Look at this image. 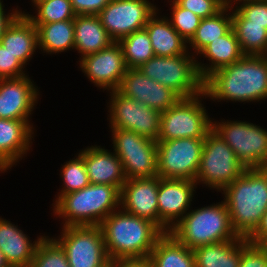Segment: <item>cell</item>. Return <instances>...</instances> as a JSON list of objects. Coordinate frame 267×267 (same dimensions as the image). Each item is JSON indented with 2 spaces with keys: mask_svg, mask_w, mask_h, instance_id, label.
<instances>
[{
  "mask_svg": "<svg viewBox=\"0 0 267 267\" xmlns=\"http://www.w3.org/2000/svg\"><path fill=\"white\" fill-rule=\"evenodd\" d=\"M203 92L213 101H260L267 98V58L244 55L203 80Z\"/></svg>",
  "mask_w": 267,
  "mask_h": 267,
  "instance_id": "obj_1",
  "label": "cell"
},
{
  "mask_svg": "<svg viewBox=\"0 0 267 267\" xmlns=\"http://www.w3.org/2000/svg\"><path fill=\"white\" fill-rule=\"evenodd\" d=\"M110 260H147L164 232L148 219L123 211H113L101 223Z\"/></svg>",
  "mask_w": 267,
  "mask_h": 267,
  "instance_id": "obj_2",
  "label": "cell"
},
{
  "mask_svg": "<svg viewBox=\"0 0 267 267\" xmlns=\"http://www.w3.org/2000/svg\"><path fill=\"white\" fill-rule=\"evenodd\" d=\"M222 191L233 229L248 239L267 211V176L259 168H246Z\"/></svg>",
  "mask_w": 267,
  "mask_h": 267,
  "instance_id": "obj_3",
  "label": "cell"
},
{
  "mask_svg": "<svg viewBox=\"0 0 267 267\" xmlns=\"http://www.w3.org/2000/svg\"><path fill=\"white\" fill-rule=\"evenodd\" d=\"M120 194L121 190L113 185L90 183L81 190L63 194L55 201L53 211L64 219L63 227L99 226L120 208Z\"/></svg>",
  "mask_w": 267,
  "mask_h": 267,
  "instance_id": "obj_4",
  "label": "cell"
},
{
  "mask_svg": "<svg viewBox=\"0 0 267 267\" xmlns=\"http://www.w3.org/2000/svg\"><path fill=\"white\" fill-rule=\"evenodd\" d=\"M170 233L192 250L199 246L239 238L231 225L224 201L189 211Z\"/></svg>",
  "mask_w": 267,
  "mask_h": 267,
  "instance_id": "obj_5",
  "label": "cell"
},
{
  "mask_svg": "<svg viewBox=\"0 0 267 267\" xmlns=\"http://www.w3.org/2000/svg\"><path fill=\"white\" fill-rule=\"evenodd\" d=\"M190 54L153 56L138 70L148 78L171 88L181 98L195 97L203 93V79L199 75L196 58Z\"/></svg>",
  "mask_w": 267,
  "mask_h": 267,
  "instance_id": "obj_6",
  "label": "cell"
},
{
  "mask_svg": "<svg viewBox=\"0 0 267 267\" xmlns=\"http://www.w3.org/2000/svg\"><path fill=\"white\" fill-rule=\"evenodd\" d=\"M246 167L238 160L231 147L211 129L205 139L195 182L210 189L223 190L240 177Z\"/></svg>",
  "mask_w": 267,
  "mask_h": 267,
  "instance_id": "obj_7",
  "label": "cell"
},
{
  "mask_svg": "<svg viewBox=\"0 0 267 267\" xmlns=\"http://www.w3.org/2000/svg\"><path fill=\"white\" fill-rule=\"evenodd\" d=\"M201 96L207 98L204 92L195 97L181 98L174 106L162 112L157 141L206 137L212 129V120L201 103Z\"/></svg>",
  "mask_w": 267,
  "mask_h": 267,
  "instance_id": "obj_8",
  "label": "cell"
},
{
  "mask_svg": "<svg viewBox=\"0 0 267 267\" xmlns=\"http://www.w3.org/2000/svg\"><path fill=\"white\" fill-rule=\"evenodd\" d=\"M113 151L122 162L126 180L157 176V141L121 128H111Z\"/></svg>",
  "mask_w": 267,
  "mask_h": 267,
  "instance_id": "obj_9",
  "label": "cell"
},
{
  "mask_svg": "<svg viewBox=\"0 0 267 267\" xmlns=\"http://www.w3.org/2000/svg\"><path fill=\"white\" fill-rule=\"evenodd\" d=\"M205 138L157 141V176L195 181Z\"/></svg>",
  "mask_w": 267,
  "mask_h": 267,
  "instance_id": "obj_10",
  "label": "cell"
},
{
  "mask_svg": "<svg viewBox=\"0 0 267 267\" xmlns=\"http://www.w3.org/2000/svg\"><path fill=\"white\" fill-rule=\"evenodd\" d=\"M212 129L246 168H259L267 158V130L243 121L212 122Z\"/></svg>",
  "mask_w": 267,
  "mask_h": 267,
  "instance_id": "obj_11",
  "label": "cell"
},
{
  "mask_svg": "<svg viewBox=\"0 0 267 267\" xmlns=\"http://www.w3.org/2000/svg\"><path fill=\"white\" fill-rule=\"evenodd\" d=\"M55 241L64 250L70 267H104L109 263L100 226L63 227Z\"/></svg>",
  "mask_w": 267,
  "mask_h": 267,
  "instance_id": "obj_12",
  "label": "cell"
},
{
  "mask_svg": "<svg viewBox=\"0 0 267 267\" xmlns=\"http://www.w3.org/2000/svg\"><path fill=\"white\" fill-rule=\"evenodd\" d=\"M109 108L110 128H121L133 131L140 136L157 141L160 131L161 112L146 104L121 94L118 90L111 91Z\"/></svg>",
  "mask_w": 267,
  "mask_h": 267,
  "instance_id": "obj_13",
  "label": "cell"
},
{
  "mask_svg": "<svg viewBox=\"0 0 267 267\" xmlns=\"http://www.w3.org/2000/svg\"><path fill=\"white\" fill-rule=\"evenodd\" d=\"M158 9L147 0H110L97 15L109 36L118 42L143 29Z\"/></svg>",
  "mask_w": 267,
  "mask_h": 267,
  "instance_id": "obj_14",
  "label": "cell"
},
{
  "mask_svg": "<svg viewBox=\"0 0 267 267\" xmlns=\"http://www.w3.org/2000/svg\"><path fill=\"white\" fill-rule=\"evenodd\" d=\"M197 183L188 179H160L157 195L159 228L168 233L189 210Z\"/></svg>",
  "mask_w": 267,
  "mask_h": 267,
  "instance_id": "obj_15",
  "label": "cell"
},
{
  "mask_svg": "<svg viewBox=\"0 0 267 267\" xmlns=\"http://www.w3.org/2000/svg\"><path fill=\"white\" fill-rule=\"evenodd\" d=\"M80 60L82 72L94 85L103 90H117L127 70L123 51L118 42H113L103 50Z\"/></svg>",
  "mask_w": 267,
  "mask_h": 267,
  "instance_id": "obj_16",
  "label": "cell"
},
{
  "mask_svg": "<svg viewBox=\"0 0 267 267\" xmlns=\"http://www.w3.org/2000/svg\"><path fill=\"white\" fill-rule=\"evenodd\" d=\"M117 90L124 96L161 113L181 99L171 88L148 78L138 69H127Z\"/></svg>",
  "mask_w": 267,
  "mask_h": 267,
  "instance_id": "obj_17",
  "label": "cell"
},
{
  "mask_svg": "<svg viewBox=\"0 0 267 267\" xmlns=\"http://www.w3.org/2000/svg\"><path fill=\"white\" fill-rule=\"evenodd\" d=\"M161 177L128 179L121 188L120 206L123 211L145 218L159 227L157 195Z\"/></svg>",
  "mask_w": 267,
  "mask_h": 267,
  "instance_id": "obj_18",
  "label": "cell"
},
{
  "mask_svg": "<svg viewBox=\"0 0 267 267\" xmlns=\"http://www.w3.org/2000/svg\"><path fill=\"white\" fill-rule=\"evenodd\" d=\"M38 96V89L27 75L0 79V118L29 120Z\"/></svg>",
  "mask_w": 267,
  "mask_h": 267,
  "instance_id": "obj_19",
  "label": "cell"
},
{
  "mask_svg": "<svg viewBox=\"0 0 267 267\" xmlns=\"http://www.w3.org/2000/svg\"><path fill=\"white\" fill-rule=\"evenodd\" d=\"M33 125L29 120L0 118V171H6L30 150Z\"/></svg>",
  "mask_w": 267,
  "mask_h": 267,
  "instance_id": "obj_20",
  "label": "cell"
},
{
  "mask_svg": "<svg viewBox=\"0 0 267 267\" xmlns=\"http://www.w3.org/2000/svg\"><path fill=\"white\" fill-rule=\"evenodd\" d=\"M79 155L84 159L91 184L113 185L121 190L126 182L119 157L100 146H91Z\"/></svg>",
  "mask_w": 267,
  "mask_h": 267,
  "instance_id": "obj_21",
  "label": "cell"
},
{
  "mask_svg": "<svg viewBox=\"0 0 267 267\" xmlns=\"http://www.w3.org/2000/svg\"><path fill=\"white\" fill-rule=\"evenodd\" d=\"M10 221L0 217V249L11 267H29L36 247L44 236L33 243L29 237Z\"/></svg>",
  "mask_w": 267,
  "mask_h": 267,
  "instance_id": "obj_22",
  "label": "cell"
},
{
  "mask_svg": "<svg viewBox=\"0 0 267 267\" xmlns=\"http://www.w3.org/2000/svg\"><path fill=\"white\" fill-rule=\"evenodd\" d=\"M0 44L26 65L39 48L37 28L27 16L18 14L5 29Z\"/></svg>",
  "mask_w": 267,
  "mask_h": 267,
  "instance_id": "obj_23",
  "label": "cell"
},
{
  "mask_svg": "<svg viewBox=\"0 0 267 267\" xmlns=\"http://www.w3.org/2000/svg\"><path fill=\"white\" fill-rule=\"evenodd\" d=\"M74 32V49L81 53V58L97 53L114 42L97 15H76Z\"/></svg>",
  "mask_w": 267,
  "mask_h": 267,
  "instance_id": "obj_24",
  "label": "cell"
},
{
  "mask_svg": "<svg viewBox=\"0 0 267 267\" xmlns=\"http://www.w3.org/2000/svg\"><path fill=\"white\" fill-rule=\"evenodd\" d=\"M157 11L148 19L146 26L155 56L173 57L188 54L187 42L171 26L168 18H157Z\"/></svg>",
  "mask_w": 267,
  "mask_h": 267,
  "instance_id": "obj_25",
  "label": "cell"
},
{
  "mask_svg": "<svg viewBox=\"0 0 267 267\" xmlns=\"http://www.w3.org/2000/svg\"><path fill=\"white\" fill-rule=\"evenodd\" d=\"M199 54L211 61L209 66L196 62L199 75L203 80L217 69L231 65L244 56L232 28L224 36L207 45Z\"/></svg>",
  "mask_w": 267,
  "mask_h": 267,
  "instance_id": "obj_26",
  "label": "cell"
},
{
  "mask_svg": "<svg viewBox=\"0 0 267 267\" xmlns=\"http://www.w3.org/2000/svg\"><path fill=\"white\" fill-rule=\"evenodd\" d=\"M242 238L194 248L195 267H239Z\"/></svg>",
  "mask_w": 267,
  "mask_h": 267,
  "instance_id": "obj_27",
  "label": "cell"
},
{
  "mask_svg": "<svg viewBox=\"0 0 267 267\" xmlns=\"http://www.w3.org/2000/svg\"><path fill=\"white\" fill-rule=\"evenodd\" d=\"M147 260L150 267H195L192 249L180 243L170 232L157 240Z\"/></svg>",
  "mask_w": 267,
  "mask_h": 267,
  "instance_id": "obj_28",
  "label": "cell"
},
{
  "mask_svg": "<svg viewBox=\"0 0 267 267\" xmlns=\"http://www.w3.org/2000/svg\"><path fill=\"white\" fill-rule=\"evenodd\" d=\"M34 25L38 33V47L44 53H60L74 49V20Z\"/></svg>",
  "mask_w": 267,
  "mask_h": 267,
  "instance_id": "obj_29",
  "label": "cell"
},
{
  "mask_svg": "<svg viewBox=\"0 0 267 267\" xmlns=\"http://www.w3.org/2000/svg\"><path fill=\"white\" fill-rule=\"evenodd\" d=\"M229 10L231 6L226 5L216 15L201 19L195 35L188 42L194 53L199 55L207 45L224 36L232 28V14Z\"/></svg>",
  "mask_w": 267,
  "mask_h": 267,
  "instance_id": "obj_30",
  "label": "cell"
},
{
  "mask_svg": "<svg viewBox=\"0 0 267 267\" xmlns=\"http://www.w3.org/2000/svg\"><path fill=\"white\" fill-rule=\"evenodd\" d=\"M127 69H138L155 56L147 30H137L118 41Z\"/></svg>",
  "mask_w": 267,
  "mask_h": 267,
  "instance_id": "obj_31",
  "label": "cell"
},
{
  "mask_svg": "<svg viewBox=\"0 0 267 267\" xmlns=\"http://www.w3.org/2000/svg\"><path fill=\"white\" fill-rule=\"evenodd\" d=\"M232 29L244 55H265L267 51V29L265 25L232 24Z\"/></svg>",
  "mask_w": 267,
  "mask_h": 267,
  "instance_id": "obj_32",
  "label": "cell"
},
{
  "mask_svg": "<svg viewBox=\"0 0 267 267\" xmlns=\"http://www.w3.org/2000/svg\"><path fill=\"white\" fill-rule=\"evenodd\" d=\"M37 15L32 16L18 10L20 15L27 16L33 24H48L65 20H74L76 14L70 0H47L36 6Z\"/></svg>",
  "mask_w": 267,
  "mask_h": 267,
  "instance_id": "obj_33",
  "label": "cell"
},
{
  "mask_svg": "<svg viewBox=\"0 0 267 267\" xmlns=\"http://www.w3.org/2000/svg\"><path fill=\"white\" fill-rule=\"evenodd\" d=\"M29 267H70L61 246L48 236L38 243Z\"/></svg>",
  "mask_w": 267,
  "mask_h": 267,
  "instance_id": "obj_34",
  "label": "cell"
},
{
  "mask_svg": "<svg viewBox=\"0 0 267 267\" xmlns=\"http://www.w3.org/2000/svg\"><path fill=\"white\" fill-rule=\"evenodd\" d=\"M62 166L60 175L64 182V189L59 192L56 200H58L63 194L81 190L90 184L84 159L79 154L76 156V159L73 158Z\"/></svg>",
  "mask_w": 267,
  "mask_h": 267,
  "instance_id": "obj_35",
  "label": "cell"
},
{
  "mask_svg": "<svg viewBox=\"0 0 267 267\" xmlns=\"http://www.w3.org/2000/svg\"><path fill=\"white\" fill-rule=\"evenodd\" d=\"M241 5L231 6L232 24L265 25L267 29V0H245Z\"/></svg>",
  "mask_w": 267,
  "mask_h": 267,
  "instance_id": "obj_36",
  "label": "cell"
},
{
  "mask_svg": "<svg viewBox=\"0 0 267 267\" xmlns=\"http://www.w3.org/2000/svg\"><path fill=\"white\" fill-rule=\"evenodd\" d=\"M172 4V18L168 19L171 26L188 43L195 35L202 18L190 10L180 7L174 0Z\"/></svg>",
  "mask_w": 267,
  "mask_h": 267,
  "instance_id": "obj_37",
  "label": "cell"
},
{
  "mask_svg": "<svg viewBox=\"0 0 267 267\" xmlns=\"http://www.w3.org/2000/svg\"><path fill=\"white\" fill-rule=\"evenodd\" d=\"M239 267H267V248L242 238Z\"/></svg>",
  "mask_w": 267,
  "mask_h": 267,
  "instance_id": "obj_38",
  "label": "cell"
},
{
  "mask_svg": "<svg viewBox=\"0 0 267 267\" xmlns=\"http://www.w3.org/2000/svg\"><path fill=\"white\" fill-rule=\"evenodd\" d=\"M180 7L190 10L200 18L216 15L227 4L225 0H174Z\"/></svg>",
  "mask_w": 267,
  "mask_h": 267,
  "instance_id": "obj_39",
  "label": "cell"
},
{
  "mask_svg": "<svg viewBox=\"0 0 267 267\" xmlns=\"http://www.w3.org/2000/svg\"><path fill=\"white\" fill-rule=\"evenodd\" d=\"M22 64L13 54L0 44V79L19 78L25 76Z\"/></svg>",
  "mask_w": 267,
  "mask_h": 267,
  "instance_id": "obj_40",
  "label": "cell"
},
{
  "mask_svg": "<svg viewBox=\"0 0 267 267\" xmlns=\"http://www.w3.org/2000/svg\"><path fill=\"white\" fill-rule=\"evenodd\" d=\"M76 15H98L110 0H70Z\"/></svg>",
  "mask_w": 267,
  "mask_h": 267,
  "instance_id": "obj_41",
  "label": "cell"
},
{
  "mask_svg": "<svg viewBox=\"0 0 267 267\" xmlns=\"http://www.w3.org/2000/svg\"><path fill=\"white\" fill-rule=\"evenodd\" d=\"M247 240L259 245H264L267 242V211L264 213L261 223L255 232Z\"/></svg>",
  "mask_w": 267,
  "mask_h": 267,
  "instance_id": "obj_42",
  "label": "cell"
},
{
  "mask_svg": "<svg viewBox=\"0 0 267 267\" xmlns=\"http://www.w3.org/2000/svg\"><path fill=\"white\" fill-rule=\"evenodd\" d=\"M4 6L0 0V41L2 35L4 34L5 29L7 26L15 19V17L19 14L18 10L13 9L12 13L5 14Z\"/></svg>",
  "mask_w": 267,
  "mask_h": 267,
  "instance_id": "obj_43",
  "label": "cell"
},
{
  "mask_svg": "<svg viewBox=\"0 0 267 267\" xmlns=\"http://www.w3.org/2000/svg\"><path fill=\"white\" fill-rule=\"evenodd\" d=\"M112 267H150L148 260H112Z\"/></svg>",
  "mask_w": 267,
  "mask_h": 267,
  "instance_id": "obj_44",
  "label": "cell"
},
{
  "mask_svg": "<svg viewBox=\"0 0 267 267\" xmlns=\"http://www.w3.org/2000/svg\"><path fill=\"white\" fill-rule=\"evenodd\" d=\"M0 267H11L0 249Z\"/></svg>",
  "mask_w": 267,
  "mask_h": 267,
  "instance_id": "obj_45",
  "label": "cell"
},
{
  "mask_svg": "<svg viewBox=\"0 0 267 267\" xmlns=\"http://www.w3.org/2000/svg\"><path fill=\"white\" fill-rule=\"evenodd\" d=\"M259 169L267 176V158L260 165Z\"/></svg>",
  "mask_w": 267,
  "mask_h": 267,
  "instance_id": "obj_46",
  "label": "cell"
},
{
  "mask_svg": "<svg viewBox=\"0 0 267 267\" xmlns=\"http://www.w3.org/2000/svg\"><path fill=\"white\" fill-rule=\"evenodd\" d=\"M225 1H226L227 5L232 6V5H234L233 4L234 2H235V4H238L237 2H239V4H240V1H245V0H225ZM232 1H233V3H232Z\"/></svg>",
  "mask_w": 267,
  "mask_h": 267,
  "instance_id": "obj_47",
  "label": "cell"
},
{
  "mask_svg": "<svg viewBox=\"0 0 267 267\" xmlns=\"http://www.w3.org/2000/svg\"><path fill=\"white\" fill-rule=\"evenodd\" d=\"M47 1V0H32V2L35 4L34 6L36 7L38 4Z\"/></svg>",
  "mask_w": 267,
  "mask_h": 267,
  "instance_id": "obj_48",
  "label": "cell"
},
{
  "mask_svg": "<svg viewBox=\"0 0 267 267\" xmlns=\"http://www.w3.org/2000/svg\"><path fill=\"white\" fill-rule=\"evenodd\" d=\"M104 267H112V260H109V263L105 265Z\"/></svg>",
  "mask_w": 267,
  "mask_h": 267,
  "instance_id": "obj_49",
  "label": "cell"
}]
</instances>
